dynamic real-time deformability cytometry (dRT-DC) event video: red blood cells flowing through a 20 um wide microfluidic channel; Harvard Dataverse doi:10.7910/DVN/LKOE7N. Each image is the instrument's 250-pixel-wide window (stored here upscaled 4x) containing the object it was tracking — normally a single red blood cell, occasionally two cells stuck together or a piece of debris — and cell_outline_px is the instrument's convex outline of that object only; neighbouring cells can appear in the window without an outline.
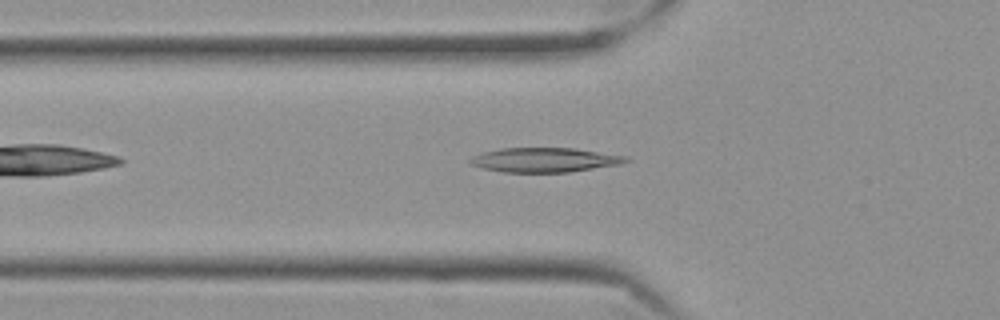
{"species": "Egyptian fruit bat (a non-hibernating species)", "species_latin": "Rousettus aegyptiacus", "temperature_condition": "cold", "stored_images_in_passage": 35, "camera_frame_rate_fps": 3000, "um_per_image_px": 0.085, "frame": {"image": 1, "passage_image": 6, "time_ms": 1.667, "image_size_px": [1000, 320], "cell_outline_px": [[632, 160], [620, 164], [568, 172], [504, 172], [480, 168], [472, 164], [468, 160], [472, 156], [480, 152], [500, 148], [576, 148], [628, 156]], "centroid_in_image_um": [46.29, 13.58], "position_along_channel_um": 79.5, "area_um2": 22.37}}
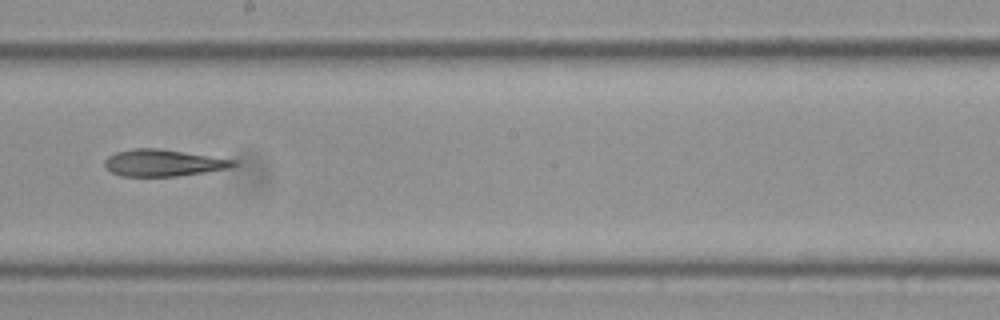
{"frame": {"image": 2, "passage_image": 19, "time_ms": 6.0, "image_size_px": [1000, 320], "cell_outline_px": [[236, 164], [228, 168], [204, 172], [176, 176], [120, 176], [112, 172], [104, 164], [104, 160], [108, 156], [116, 152], [136, 148], [156, 148], [236, 160]], "centroid_in_image_um": [13.83, 13.84], "position_along_channel_um": 234.4, "area_um2": 19.71}}
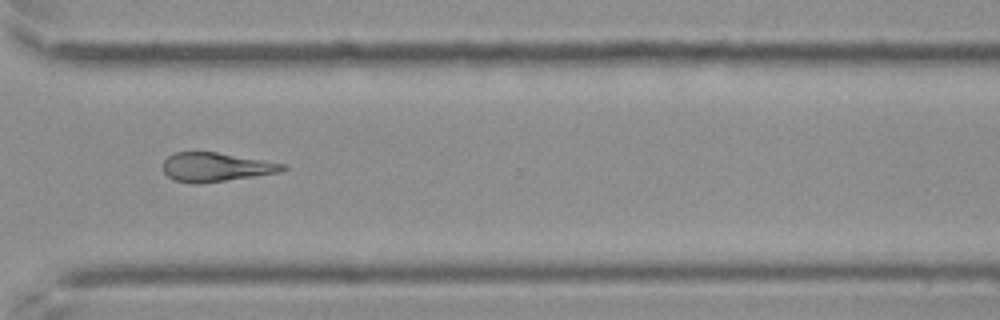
{"frame": {"image": 3, "passage_image": 29, "time_ms": 9.333, "image_size_px": [1000, 320], "cell_outline_px": [[288, 168], [280, 172], [196, 184], [176, 180], [168, 176], [164, 172], [164, 160], [168, 156], [176, 152], [216, 152], [288, 164]], "centroid_in_image_um": [18.38, 14.19], "position_along_channel_um": 352.2, "area_um2": 19.88}, "authors_computed_cell_mechanics": {"area_um2": 20.519, "velocity_mm_per_s": 3.5442, "shape_relaxation_time_tau1_ms": 5.7947, "shape_relaxation_time_tau2_ms": null, "deformation_change_tau1": 0.1537, "deformation_change_tau2": null}}